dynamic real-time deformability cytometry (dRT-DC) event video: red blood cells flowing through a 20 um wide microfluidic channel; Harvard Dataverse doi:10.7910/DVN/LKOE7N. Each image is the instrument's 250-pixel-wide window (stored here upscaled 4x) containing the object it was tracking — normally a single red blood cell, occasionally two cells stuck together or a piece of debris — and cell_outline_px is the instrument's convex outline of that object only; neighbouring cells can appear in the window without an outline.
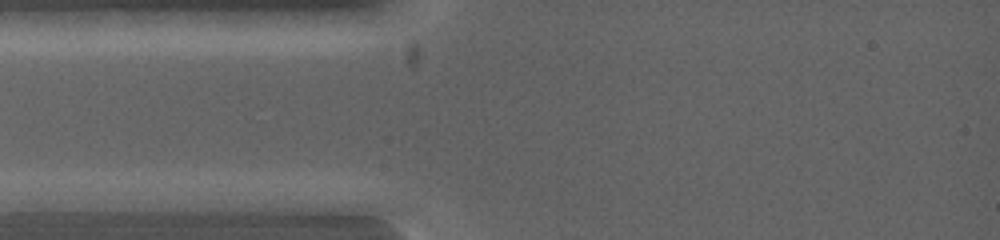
{"species": "common noctule bat (a hibernating species)", "species_latin": "Nyctalus noctula", "temperature_condition": "warm", "stored_images_in_passage": 3, "camera_frame_rate_fps": 5000, "um_per_image_px": 0.085, "animal": {"sex": "female", "body_mass_g": 19.0, "forearm_length_mm": 53.3}, "frame": {"image": 1, "passage_image": 2, "time_ms": 0.2, "image_size_px": [1000, 240], "cell_outline_px": [[140, 200], [96, 212], [16, 212], [16, 200], [44, 192], [124, 192]], "centroid_in_image_um": [6.2, 17.16], "position_along_channel_um": 78.8, "area_um2": 14.74}}